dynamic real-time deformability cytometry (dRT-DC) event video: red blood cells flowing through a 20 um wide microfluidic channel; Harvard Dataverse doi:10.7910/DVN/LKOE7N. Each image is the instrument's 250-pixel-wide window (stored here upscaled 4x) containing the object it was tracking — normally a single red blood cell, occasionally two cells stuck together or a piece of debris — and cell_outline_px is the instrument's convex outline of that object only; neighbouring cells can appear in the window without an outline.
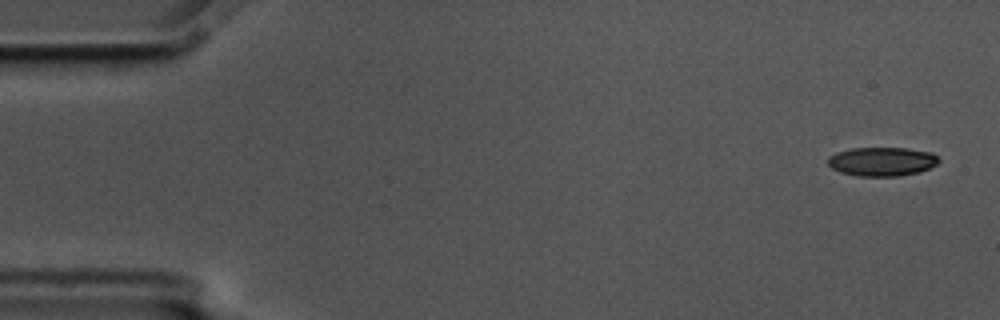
{"species": "common noctule bat (a hibernating species)", "species_latin": "Nyctalus noctula", "temperature_condition": "cold", "stored_images_in_passage": 5, "camera_frame_rate_fps": 3000, "um_per_image_px": 0.085, "animal": {"sex": "male", "body_mass_g": 17.5, "forearm_length_mm": 52.3}, "frame": {"image": 1, "passage_image": 1, "time_ms": 0.0, "image_size_px": [1000, 320], "cell_outline_px": [[940, 160], [936, 164], [920, 172], [900, 176], [860, 176], [840, 172], [832, 168], [828, 164], [828, 156], [836, 152], [852, 148], [908, 148], [932, 152]], "centroid_in_image_um": [74.96, 13.73], "position_along_channel_um": 10.0, "area_um2": 18.73}}
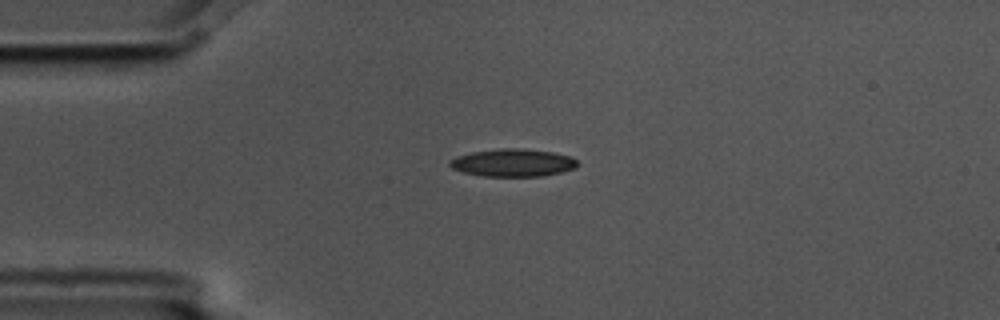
{"frame": {"image": 2, "passage_image": 4, "time_ms": 1.0, "image_size_px": [1000, 320], "cell_outline_px": [[576, 168], [544, 176], [484, 176], [464, 172], [452, 168], [448, 164], [448, 160], [456, 156], [472, 152], [504, 148], [516, 148], [552, 152], [572, 156], [576, 160]], "centroid_in_image_um": [43.58, 13.83], "position_along_channel_um": 41.4, "area_um2": 20.46}}